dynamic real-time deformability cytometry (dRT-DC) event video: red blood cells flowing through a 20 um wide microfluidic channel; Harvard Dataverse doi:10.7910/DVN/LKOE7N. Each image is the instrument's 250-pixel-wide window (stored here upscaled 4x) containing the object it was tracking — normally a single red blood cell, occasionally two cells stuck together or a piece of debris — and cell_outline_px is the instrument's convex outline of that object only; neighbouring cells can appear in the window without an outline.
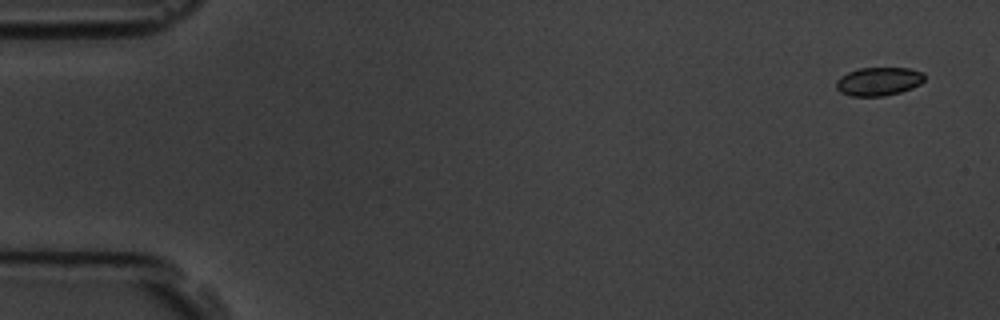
{"species": "common noctule bat (a hibernating species)", "species_latin": "Nyctalus noctula", "temperature_condition": "room temperature", "stored_images_in_passage": 4, "camera_frame_rate_fps": 3000, "um_per_image_px": 0.085, "animal": {"sex": "male", "body_mass_g": 19.5, "forearm_length_mm": 54.6}, "frame": {"image": 1, "passage_image": 1, "time_ms": 0.0, "image_size_px": [1000, 320], "cell_outline_px": [[924, 80], [920, 84], [912, 88], [900, 92], [884, 96], [852, 96], [840, 92], [836, 88], [836, 80], [840, 76], [848, 72], [860, 68], [908, 68], [924, 72]], "centroid_in_image_um": [74.68, 6.92], "position_along_channel_um": 10.3, "area_um2": 14.68}}
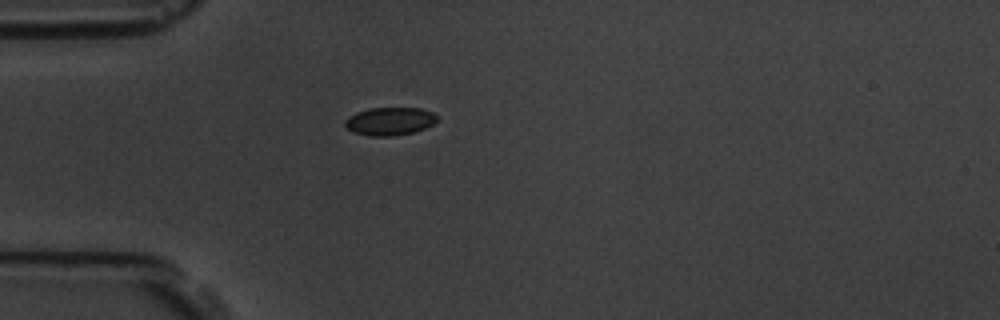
{"frame": {"image": 2, "passage_image": 4, "time_ms": 4.333, "image_size_px": [1000, 320], "cell_outline_px": [[436, 120], [432, 124], [424, 128], [412, 132], [396, 136], [368, 136], [352, 132], [344, 124], [344, 120], [356, 112], [368, 108], [420, 108], [432, 112], [436, 116]], "centroid_in_image_um": [33.08, 10.31], "position_along_channel_um": 51.9, "area_um2": 14.97}}